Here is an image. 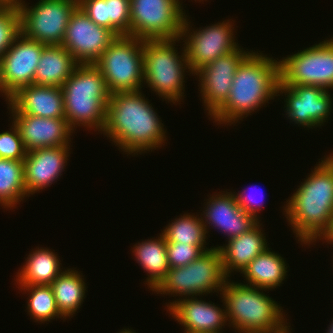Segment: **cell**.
<instances>
[{"instance_id": "8", "label": "cell", "mask_w": 333, "mask_h": 333, "mask_svg": "<svg viewBox=\"0 0 333 333\" xmlns=\"http://www.w3.org/2000/svg\"><path fill=\"white\" fill-rule=\"evenodd\" d=\"M227 279L222 255L218 248H212L186 266L170 268L167 276L153 292L194 297L211 293L213 290L222 292Z\"/></svg>"}, {"instance_id": "22", "label": "cell", "mask_w": 333, "mask_h": 333, "mask_svg": "<svg viewBox=\"0 0 333 333\" xmlns=\"http://www.w3.org/2000/svg\"><path fill=\"white\" fill-rule=\"evenodd\" d=\"M260 226L258 223L249 232L229 239L224 247H213L218 248L222 255L223 270L227 277H230L229 274L234 270L242 272L256 256L268 248Z\"/></svg>"}, {"instance_id": "33", "label": "cell", "mask_w": 333, "mask_h": 333, "mask_svg": "<svg viewBox=\"0 0 333 333\" xmlns=\"http://www.w3.org/2000/svg\"><path fill=\"white\" fill-rule=\"evenodd\" d=\"M205 245H190L166 242L169 268L183 267L198 259L203 253L212 249Z\"/></svg>"}, {"instance_id": "36", "label": "cell", "mask_w": 333, "mask_h": 333, "mask_svg": "<svg viewBox=\"0 0 333 333\" xmlns=\"http://www.w3.org/2000/svg\"><path fill=\"white\" fill-rule=\"evenodd\" d=\"M322 237V239H324L329 244H333V218L331 220L329 229L322 235Z\"/></svg>"}, {"instance_id": "17", "label": "cell", "mask_w": 333, "mask_h": 333, "mask_svg": "<svg viewBox=\"0 0 333 333\" xmlns=\"http://www.w3.org/2000/svg\"><path fill=\"white\" fill-rule=\"evenodd\" d=\"M69 145L35 149L24 158V185L29 197L50 186L62 175L69 157Z\"/></svg>"}, {"instance_id": "23", "label": "cell", "mask_w": 333, "mask_h": 333, "mask_svg": "<svg viewBox=\"0 0 333 333\" xmlns=\"http://www.w3.org/2000/svg\"><path fill=\"white\" fill-rule=\"evenodd\" d=\"M78 6L95 24L116 36L130 35V0H78Z\"/></svg>"}, {"instance_id": "30", "label": "cell", "mask_w": 333, "mask_h": 333, "mask_svg": "<svg viewBox=\"0 0 333 333\" xmlns=\"http://www.w3.org/2000/svg\"><path fill=\"white\" fill-rule=\"evenodd\" d=\"M184 214L176 218L162 231L166 242L190 245H206V229L203 217Z\"/></svg>"}, {"instance_id": "2", "label": "cell", "mask_w": 333, "mask_h": 333, "mask_svg": "<svg viewBox=\"0 0 333 333\" xmlns=\"http://www.w3.org/2000/svg\"><path fill=\"white\" fill-rule=\"evenodd\" d=\"M319 163L284 207L296 238L308 246L321 240L333 218V163L327 157Z\"/></svg>"}, {"instance_id": "34", "label": "cell", "mask_w": 333, "mask_h": 333, "mask_svg": "<svg viewBox=\"0 0 333 333\" xmlns=\"http://www.w3.org/2000/svg\"><path fill=\"white\" fill-rule=\"evenodd\" d=\"M26 153L19 129L13 122L10 131L0 133V159L24 160Z\"/></svg>"}, {"instance_id": "7", "label": "cell", "mask_w": 333, "mask_h": 333, "mask_svg": "<svg viewBox=\"0 0 333 333\" xmlns=\"http://www.w3.org/2000/svg\"><path fill=\"white\" fill-rule=\"evenodd\" d=\"M143 44L144 40L134 36H117L94 63L103 74L111 94L141 90L144 82Z\"/></svg>"}, {"instance_id": "31", "label": "cell", "mask_w": 333, "mask_h": 333, "mask_svg": "<svg viewBox=\"0 0 333 333\" xmlns=\"http://www.w3.org/2000/svg\"><path fill=\"white\" fill-rule=\"evenodd\" d=\"M21 290L29 291L27 309L29 315L41 323L56 318H62L50 285H18Z\"/></svg>"}, {"instance_id": "32", "label": "cell", "mask_w": 333, "mask_h": 333, "mask_svg": "<svg viewBox=\"0 0 333 333\" xmlns=\"http://www.w3.org/2000/svg\"><path fill=\"white\" fill-rule=\"evenodd\" d=\"M21 33L20 14L17 7L0 8V58Z\"/></svg>"}, {"instance_id": "15", "label": "cell", "mask_w": 333, "mask_h": 333, "mask_svg": "<svg viewBox=\"0 0 333 333\" xmlns=\"http://www.w3.org/2000/svg\"><path fill=\"white\" fill-rule=\"evenodd\" d=\"M285 93L286 115L291 121L303 126H321L328 120L332 108V98L327 89L311 85L277 86V94ZM287 93V94H286Z\"/></svg>"}, {"instance_id": "4", "label": "cell", "mask_w": 333, "mask_h": 333, "mask_svg": "<svg viewBox=\"0 0 333 333\" xmlns=\"http://www.w3.org/2000/svg\"><path fill=\"white\" fill-rule=\"evenodd\" d=\"M62 92L65 119L73 131L75 125L103 131L111 93L94 64H79L63 83Z\"/></svg>"}, {"instance_id": "10", "label": "cell", "mask_w": 333, "mask_h": 333, "mask_svg": "<svg viewBox=\"0 0 333 333\" xmlns=\"http://www.w3.org/2000/svg\"><path fill=\"white\" fill-rule=\"evenodd\" d=\"M24 4L21 1L17 6L21 33L39 43L61 45L78 0H40L34 7Z\"/></svg>"}, {"instance_id": "3", "label": "cell", "mask_w": 333, "mask_h": 333, "mask_svg": "<svg viewBox=\"0 0 333 333\" xmlns=\"http://www.w3.org/2000/svg\"><path fill=\"white\" fill-rule=\"evenodd\" d=\"M273 59L251 51L235 72L227 100L210 118L219 124H233L280 96L277 95L279 61Z\"/></svg>"}, {"instance_id": "6", "label": "cell", "mask_w": 333, "mask_h": 333, "mask_svg": "<svg viewBox=\"0 0 333 333\" xmlns=\"http://www.w3.org/2000/svg\"><path fill=\"white\" fill-rule=\"evenodd\" d=\"M180 39L144 40L143 44L144 83L173 104L183 99L184 71L191 72L185 48L179 56L174 47Z\"/></svg>"}, {"instance_id": "16", "label": "cell", "mask_w": 333, "mask_h": 333, "mask_svg": "<svg viewBox=\"0 0 333 333\" xmlns=\"http://www.w3.org/2000/svg\"><path fill=\"white\" fill-rule=\"evenodd\" d=\"M250 53L238 48L219 56L194 73L201 80L199 88L208 115L211 116L227 100L235 72Z\"/></svg>"}, {"instance_id": "9", "label": "cell", "mask_w": 333, "mask_h": 333, "mask_svg": "<svg viewBox=\"0 0 333 333\" xmlns=\"http://www.w3.org/2000/svg\"><path fill=\"white\" fill-rule=\"evenodd\" d=\"M179 0H130V36L178 39L185 17Z\"/></svg>"}, {"instance_id": "39", "label": "cell", "mask_w": 333, "mask_h": 333, "mask_svg": "<svg viewBox=\"0 0 333 333\" xmlns=\"http://www.w3.org/2000/svg\"><path fill=\"white\" fill-rule=\"evenodd\" d=\"M328 331L326 333H333V320H332V323L330 325V327H328Z\"/></svg>"}, {"instance_id": "5", "label": "cell", "mask_w": 333, "mask_h": 333, "mask_svg": "<svg viewBox=\"0 0 333 333\" xmlns=\"http://www.w3.org/2000/svg\"><path fill=\"white\" fill-rule=\"evenodd\" d=\"M226 280L220 293L227 319L239 333H290L281 306L264 289ZM262 290V292L260 291Z\"/></svg>"}, {"instance_id": "26", "label": "cell", "mask_w": 333, "mask_h": 333, "mask_svg": "<svg viewBox=\"0 0 333 333\" xmlns=\"http://www.w3.org/2000/svg\"><path fill=\"white\" fill-rule=\"evenodd\" d=\"M57 254L46 248L29 253L16 277L18 285H50L63 271Z\"/></svg>"}, {"instance_id": "27", "label": "cell", "mask_w": 333, "mask_h": 333, "mask_svg": "<svg viewBox=\"0 0 333 333\" xmlns=\"http://www.w3.org/2000/svg\"><path fill=\"white\" fill-rule=\"evenodd\" d=\"M135 260L149 274L147 285L153 291L160 282L167 276L169 271L166 240L163 234L158 239H148L142 243L135 244L133 247Z\"/></svg>"}, {"instance_id": "14", "label": "cell", "mask_w": 333, "mask_h": 333, "mask_svg": "<svg viewBox=\"0 0 333 333\" xmlns=\"http://www.w3.org/2000/svg\"><path fill=\"white\" fill-rule=\"evenodd\" d=\"M116 37L111 30L95 24L78 6L61 45L79 64H94Z\"/></svg>"}, {"instance_id": "20", "label": "cell", "mask_w": 333, "mask_h": 333, "mask_svg": "<svg viewBox=\"0 0 333 333\" xmlns=\"http://www.w3.org/2000/svg\"><path fill=\"white\" fill-rule=\"evenodd\" d=\"M169 303L167 309L185 328L184 333H220L228 320L226 310L197 297L179 298Z\"/></svg>"}, {"instance_id": "38", "label": "cell", "mask_w": 333, "mask_h": 333, "mask_svg": "<svg viewBox=\"0 0 333 333\" xmlns=\"http://www.w3.org/2000/svg\"><path fill=\"white\" fill-rule=\"evenodd\" d=\"M119 333H136V332H134L128 328V329H124V330L122 329V331H120Z\"/></svg>"}, {"instance_id": "25", "label": "cell", "mask_w": 333, "mask_h": 333, "mask_svg": "<svg viewBox=\"0 0 333 333\" xmlns=\"http://www.w3.org/2000/svg\"><path fill=\"white\" fill-rule=\"evenodd\" d=\"M267 248L256 256L241 272L248 285L259 289L271 290L280 286L287 276V264L277 253Z\"/></svg>"}, {"instance_id": "37", "label": "cell", "mask_w": 333, "mask_h": 333, "mask_svg": "<svg viewBox=\"0 0 333 333\" xmlns=\"http://www.w3.org/2000/svg\"><path fill=\"white\" fill-rule=\"evenodd\" d=\"M22 0H0L2 7H17Z\"/></svg>"}, {"instance_id": "29", "label": "cell", "mask_w": 333, "mask_h": 333, "mask_svg": "<svg viewBox=\"0 0 333 333\" xmlns=\"http://www.w3.org/2000/svg\"><path fill=\"white\" fill-rule=\"evenodd\" d=\"M24 197H27L24 185V160L0 159L1 206L7 209L14 208Z\"/></svg>"}, {"instance_id": "18", "label": "cell", "mask_w": 333, "mask_h": 333, "mask_svg": "<svg viewBox=\"0 0 333 333\" xmlns=\"http://www.w3.org/2000/svg\"><path fill=\"white\" fill-rule=\"evenodd\" d=\"M12 116L26 152L69 145L71 142L70 136L73 130L65 118H42L28 114H12Z\"/></svg>"}, {"instance_id": "13", "label": "cell", "mask_w": 333, "mask_h": 333, "mask_svg": "<svg viewBox=\"0 0 333 333\" xmlns=\"http://www.w3.org/2000/svg\"><path fill=\"white\" fill-rule=\"evenodd\" d=\"M46 44L20 33L0 58V87L7 99L18 89L34 84V75Z\"/></svg>"}, {"instance_id": "40", "label": "cell", "mask_w": 333, "mask_h": 333, "mask_svg": "<svg viewBox=\"0 0 333 333\" xmlns=\"http://www.w3.org/2000/svg\"><path fill=\"white\" fill-rule=\"evenodd\" d=\"M327 158L333 163V154L328 155Z\"/></svg>"}, {"instance_id": "28", "label": "cell", "mask_w": 333, "mask_h": 333, "mask_svg": "<svg viewBox=\"0 0 333 333\" xmlns=\"http://www.w3.org/2000/svg\"><path fill=\"white\" fill-rule=\"evenodd\" d=\"M80 272L67 269L51 284L56 306L63 318L72 317L85 298V282Z\"/></svg>"}, {"instance_id": "11", "label": "cell", "mask_w": 333, "mask_h": 333, "mask_svg": "<svg viewBox=\"0 0 333 333\" xmlns=\"http://www.w3.org/2000/svg\"><path fill=\"white\" fill-rule=\"evenodd\" d=\"M282 85L333 88V37L279 61Z\"/></svg>"}, {"instance_id": "19", "label": "cell", "mask_w": 333, "mask_h": 333, "mask_svg": "<svg viewBox=\"0 0 333 333\" xmlns=\"http://www.w3.org/2000/svg\"><path fill=\"white\" fill-rule=\"evenodd\" d=\"M205 205L207 206L201 215L205 217L203 223L206 232L208 233L207 225H213V227L223 230L222 232L228 235V240L249 232L260 222L239 206L232 192L213 195Z\"/></svg>"}, {"instance_id": "24", "label": "cell", "mask_w": 333, "mask_h": 333, "mask_svg": "<svg viewBox=\"0 0 333 333\" xmlns=\"http://www.w3.org/2000/svg\"><path fill=\"white\" fill-rule=\"evenodd\" d=\"M78 65L62 45H46L36 68L34 84L62 87Z\"/></svg>"}, {"instance_id": "12", "label": "cell", "mask_w": 333, "mask_h": 333, "mask_svg": "<svg viewBox=\"0 0 333 333\" xmlns=\"http://www.w3.org/2000/svg\"><path fill=\"white\" fill-rule=\"evenodd\" d=\"M186 16L184 17L180 38L184 37L181 39L184 40L186 36V40L183 42H185L186 58L192 74L209 62L216 60L219 56L236 51L239 48L238 43L233 38V30L235 29L229 20L190 33V21L188 22Z\"/></svg>"}, {"instance_id": "1", "label": "cell", "mask_w": 333, "mask_h": 333, "mask_svg": "<svg viewBox=\"0 0 333 333\" xmlns=\"http://www.w3.org/2000/svg\"><path fill=\"white\" fill-rule=\"evenodd\" d=\"M159 119L141 91L112 93L102 133L122 151L138 155L165 142L166 131Z\"/></svg>"}, {"instance_id": "21", "label": "cell", "mask_w": 333, "mask_h": 333, "mask_svg": "<svg viewBox=\"0 0 333 333\" xmlns=\"http://www.w3.org/2000/svg\"><path fill=\"white\" fill-rule=\"evenodd\" d=\"M7 101L11 114L65 118L62 87L30 84L18 89Z\"/></svg>"}, {"instance_id": "35", "label": "cell", "mask_w": 333, "mask_h": 333, "mask_svg": "<svg viewBox=\"0 0 333 333\" xmlns=\"http://www.w3.org/2000/svg\"><path fill=\"white\" fill-rule=\"evenodd\" d=\"M245 194H246V189L243 190V192L241 191V193L239 194L234 192L237 203L245 212H247L250 215H253L256 219H258L259 217L257 216V213L261 210L262 204L256 202V200L253 199V197L247 196Z\"/></svg>"}]
</instances>
